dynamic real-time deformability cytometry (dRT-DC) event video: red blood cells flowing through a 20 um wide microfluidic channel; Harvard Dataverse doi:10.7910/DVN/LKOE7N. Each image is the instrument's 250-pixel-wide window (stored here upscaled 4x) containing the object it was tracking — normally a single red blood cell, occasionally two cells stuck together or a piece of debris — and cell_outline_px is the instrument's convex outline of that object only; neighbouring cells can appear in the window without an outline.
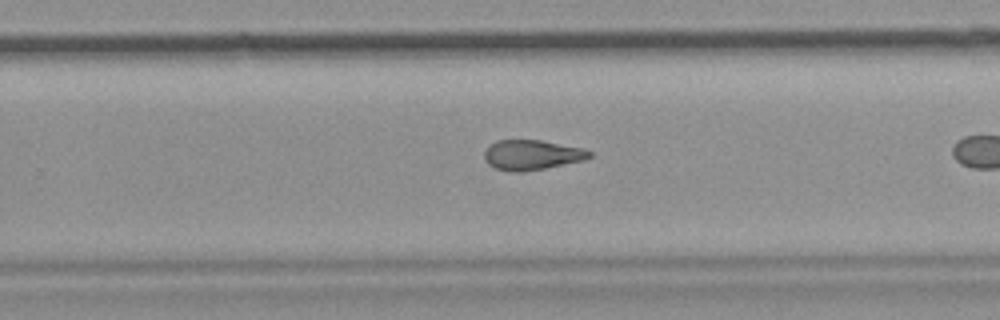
{"species": "common noctule bat (a hibernating species)", "species_latin": "Nyctalus noctula", "temperature_condition": "room temperature", "stored_images_in_passage": 28, "camera_frame_rate_fps": 3000, "um_per_image_px": 0.085, "animal": {"sex": "female", "body_mass_g": 19.9}, "frame": {"image": 1, "passage_image": 20, "time_ms": 6.333, "image_size_px": [1000, 320], "cell_outline_px": [[592, 156], [584, 160], [544, 168], [520, 172], [512, 172], [496, 168], [488, 164], [484, 160], [484, 152], [488, 144], [496, 140], [540, 140], [584, 148], [592, 152]], "centroid_in_image_um": [45.18, 13.16], "position_along_channel_um": 284.6, "area_um2": 18.44}}